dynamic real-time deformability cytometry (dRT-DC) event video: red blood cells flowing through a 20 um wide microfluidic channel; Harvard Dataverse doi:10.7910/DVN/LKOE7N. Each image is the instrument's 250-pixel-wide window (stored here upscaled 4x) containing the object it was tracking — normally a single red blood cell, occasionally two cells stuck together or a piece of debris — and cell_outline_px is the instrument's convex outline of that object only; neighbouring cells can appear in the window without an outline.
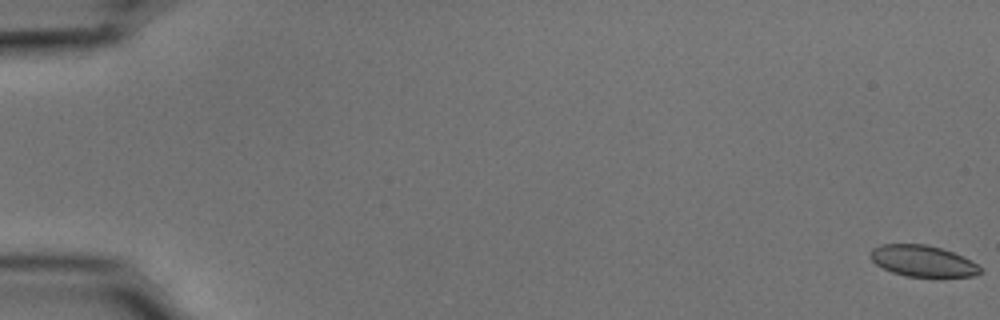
{"species": "common noctule bat (a hibernating species)", "species_latin": "Nyctalus noctula", "temperature_condition": "cold", "stored_images_in_passage": 4, "camera_frame_rate_fps": 3000, "um_per_image_px": 0.085, "animal": {"sex": "male", "body_mass_g": 15.6}, "frame": {"image": 1, "passage_image": 1, "time_ms": 0.0, "image_size_px": [1000, 320], "cell_outline_px": [[984, 272], [976, 276], [940, 280], [908, 276], [892, 272], [876, 264], [872, 260], [868, 252], [872, 248], [880, 244], [924, 244], [940, 248], [952, 252], [972, 260], [984, 268]], "centroid_in_image_um": [78.53, 22.24], "position_along_channel_um": 6.5, "area_um2": 21.04}}